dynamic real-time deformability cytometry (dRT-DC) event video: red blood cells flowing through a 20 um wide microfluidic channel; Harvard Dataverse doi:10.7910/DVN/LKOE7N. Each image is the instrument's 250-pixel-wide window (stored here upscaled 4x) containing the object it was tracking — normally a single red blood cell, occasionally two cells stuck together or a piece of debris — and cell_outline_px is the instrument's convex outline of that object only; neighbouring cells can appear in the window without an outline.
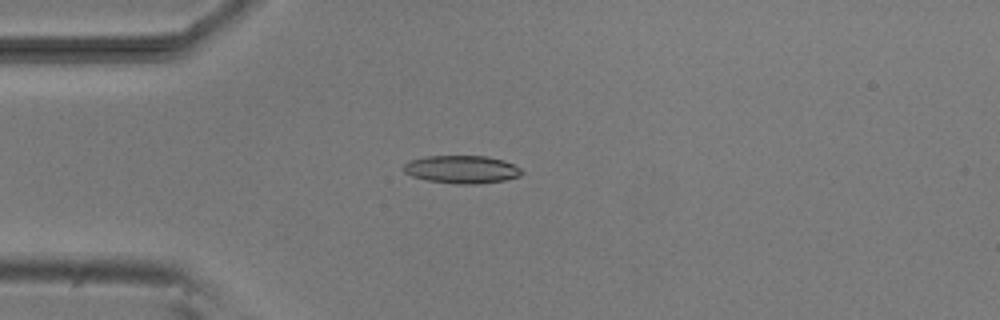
{"species": "common noctule bat (a hibernating species)", "species_latin": "Nyctalus noctula", "temperature_condition": "room temperature", "stored_images_in_passage": 53, "camera_frame_rate_fps": 3000, "um_per_image_px": 0.085, "animal": {"sex": "male", "body_mass_g": 20.5, "forearm_length_mm": 52.5}, "frame": {"image": 1, "passage_image": 14, "time_ms": 4.333, "image_size_px": [1000, 320], "cell_outline_px": [[524, 172], [520, 176], [504, 180], [476, 184], [456, 184], [428, 180], [412, 176], [404, 172], [400, 168], [404, 164], [412, 160], [428, 156], [484, 156], [504, 160], [520, 168]], "centroid_in_image_um": [39.24, 14.4], "position_along_channel_um": 45.8, "area_um2": 19.13}}
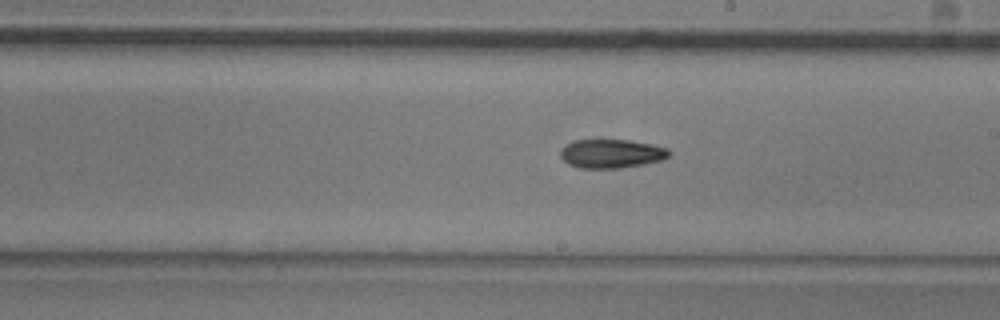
{"frame": {"image": 2, "passage_image": 30, "time_ms": 9.667, "image_size_px": [1000, 320], "cell_outline_px": [[672, 152], [668, 156], [660, 160], [644, 164], [620, 168], [580, 168], [568, 164], [560, 156], [560, 148], [572, 140], [628, 140], [652, 144], [668, 148]], "centroid_in_image_um": [51.95, 13.05], "position_along_channel_um": 237.1, "area_um2": 18.32}}
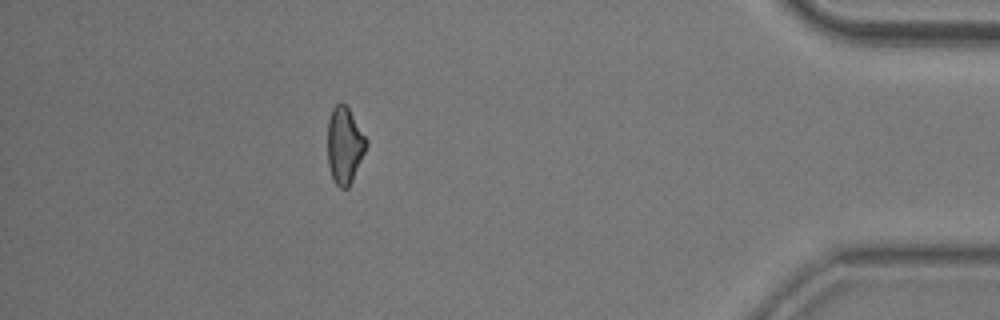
{"frame": {"image": 3, "passage_image": 47, "time_ms": 15.333, "image_size_px": [1000, 320], "cell_outline_px": [[368, 144], [352, 180], [348, 188], [340, 188], [336, 184], [332, 176], [328, 164], [328, 120], [332, 108], [340, 100], [348, 108], [368, 140]], "centroid_in_image_um": [29.28, 12.33], "position_along_channel_um": 405.9, "area_um2": 17.17}, "authors_computed_cell_mechanics": {"area_um2": 18.3226, "velocity_mm_per_s": 3.8531, "shape_relaxation_time_tau1_ms": null, "shape_relaxation_time_tau2_ms": 4.0924, "deformation_change_tau1": null, "deformation_change_tau2": 0.1127}}